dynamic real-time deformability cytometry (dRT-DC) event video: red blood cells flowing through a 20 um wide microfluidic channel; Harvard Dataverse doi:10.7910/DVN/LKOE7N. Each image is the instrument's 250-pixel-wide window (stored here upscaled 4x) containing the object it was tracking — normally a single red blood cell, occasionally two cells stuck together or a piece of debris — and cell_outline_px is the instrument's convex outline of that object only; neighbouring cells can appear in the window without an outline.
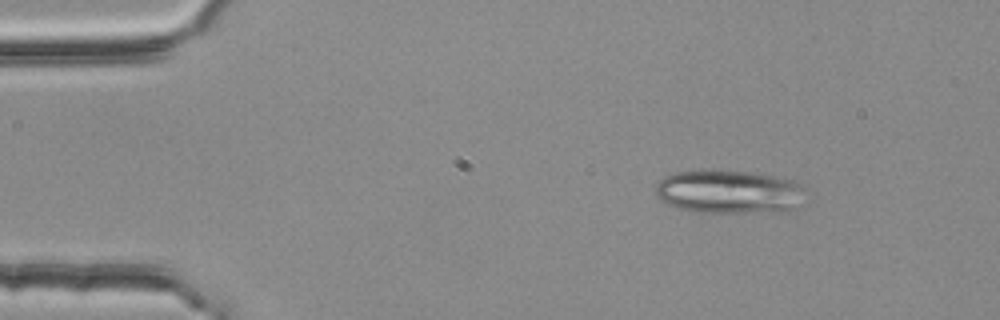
{"species": "common noctule bat (a hibernating species)", "species_latin": "Nyctalus noctula", "temperature_condition": "room temperature", "stored_images_in_passage": 2, "camera_frame_rate_fps": 3000, "um_per_image_px": 0.085, "animal": {"sex": "female", "body_mass_g": 25.1}, "frame": {"image": 1, "passage_image": 1, "time_ms": 0.0, "image_size_px": [1000, 320], "cell_outline_px": [[804, 188], [792, 208], [744, 212], [692, 212], [676, 208], [664, 204], [656, 196], [656, 184], [664, 176], [676, 172], [704, 168], [716, 168], [748, 172], [772, 176], [792, 180], [804, 184]], "centroid_in_image_um": [61.78, 16.25], "position_along_channel_um": 23.2, "area_um2": 37.92}}